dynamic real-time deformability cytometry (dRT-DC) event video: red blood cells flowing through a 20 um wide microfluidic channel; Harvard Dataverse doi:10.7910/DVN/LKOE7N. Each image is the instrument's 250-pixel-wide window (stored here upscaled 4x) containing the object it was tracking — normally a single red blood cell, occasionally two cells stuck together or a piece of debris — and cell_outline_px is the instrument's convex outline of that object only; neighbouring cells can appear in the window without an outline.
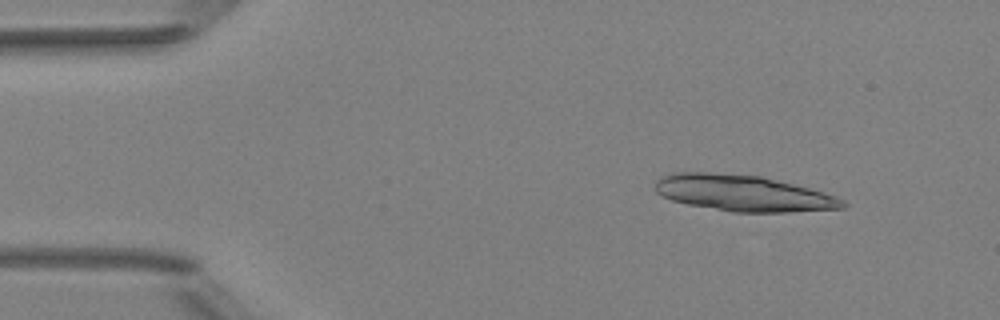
{"species": "Egyptian fruit bat (a non-hibernating species)", "species_latin": "Rousettus aegyptiacus", "temperature_condition": "room temperature", "stored_images_in_passage": 45, "camera_frame_rate_fps": 3000, "um_per_image_px": 0.085, "animal": {"sex": "female"}, "frame": {"image": 1, "passage_image": 1, "time_ms": 0.0, "image_size_px": [1000, 320], "cell_outline_px": [[848, 204], [844, 208], [788, 212], [732, 212], [688, 204], [672, 200], [656, 192], [656, 180], [660, 176], [668, 172], [708, 172], [760, 176], [824, 192], [836, 196], [844, 200]], "centroid_in_image_um": [63.15, 16.42], "position_along_channel_um": 21.8, "area_um2": 39.36}}
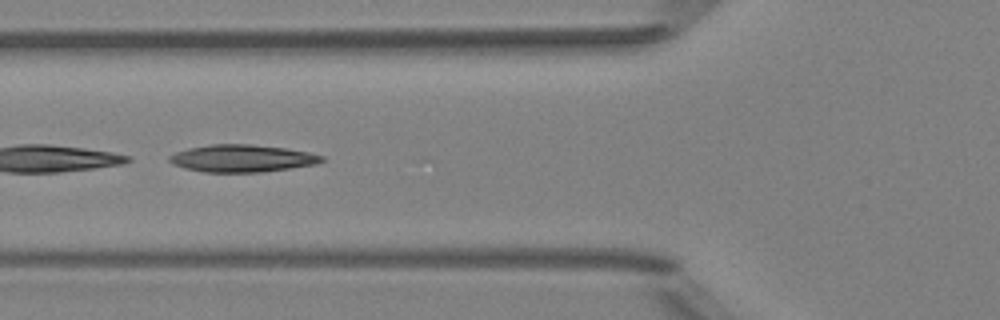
{"frame": {"image": 2, "passage_image": 14, "time_ms": 4.333, "image_size_px": [1000, 320], "cell_outline_px": [[324, 160], [316, 164], [260, 172], [204, 172], [184, 168], [172, 164], [168, 160], [168, 156], [176, 152], [188, 148], [208, 144], [252, 144], [284, 148], [308, 152], [324, 156]], "centroid_in_image_um": [20.53, 13.45], "position_along_channel_um": 105.3, "area_um2": 24.22}}
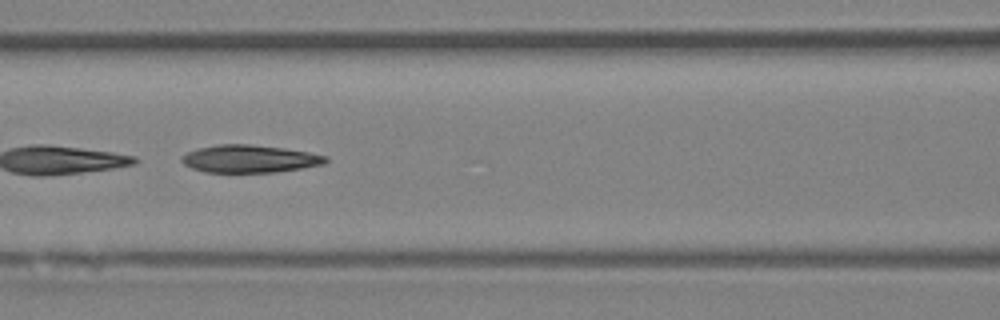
{"frame": {"image": 3, "passage_image": 17, "time_ms": 5.333, "image_size_px": [1000, 320], "cell_outline_px": [[328, 160], [324, 164], [276, 172], [204, 172], [192, 168], [184, 164], [180, 160], [180, 156], [196, 148], [216, 144], [248, 144], [284, 148], [308, 152], [328, 156]], "centroid_in_image_um": [21.18, 13.49], "position_along_channel_um": 145.4, "area_um2": 23.24}, "authors_computed_cell_mechanics": {"area_um2": 24.7962, "velocity_mm_per_s": 4.0151, "shape_relaxation_time_tau1_ms": 8.0731, "shape_relaxation_time_tau2_ms": 7.3418, "deformation_change_tau1": 0.2069, "deformation_change_tau2": 0.1574}}